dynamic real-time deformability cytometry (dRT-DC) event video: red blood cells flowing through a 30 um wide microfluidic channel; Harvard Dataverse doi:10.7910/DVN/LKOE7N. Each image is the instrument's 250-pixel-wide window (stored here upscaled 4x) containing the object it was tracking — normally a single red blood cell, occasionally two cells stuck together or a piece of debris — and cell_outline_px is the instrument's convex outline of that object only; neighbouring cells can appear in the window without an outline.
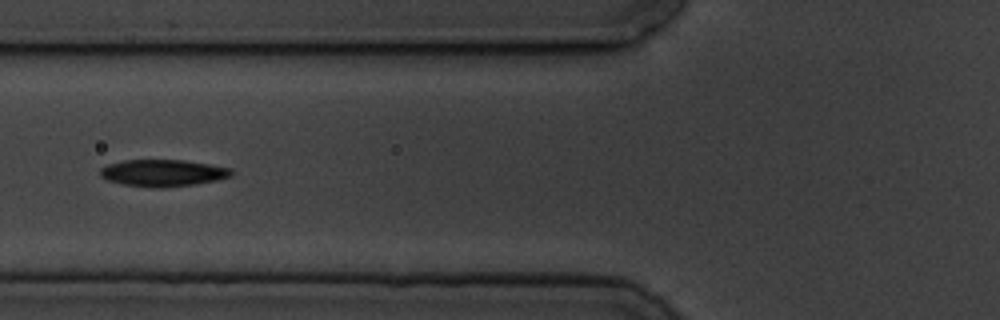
{"species": "common noctule bat (a hibernating species)", "species_latin": "Nyctalus noctula", "temperature_condition": "cold", "stored_images_in_passage": 5, "camera_frame_rate_fps": 3000, "um_per_image_px": 0.085, "animal": {"sex": "male", "body_mass_g": 19.5, "forearm_length_mm": 54.6}, "frame": {"image": 1, "passage_image": 3, "time_ms": 2.333, "image_size_px": [1000, 320], "cell_outline_px": [[232, 176], [216, 180], [196, 184], [164, 188], [152, 188], [124, 184], [108, 180], [100, 176], [100, 168], [108, 164], [124, 160], [184, 160], [232, 168]], "centroid_in_image_um": [13.85, 14.7], "position_along_channel_um": 112.0, "area_um2": 20.58}}
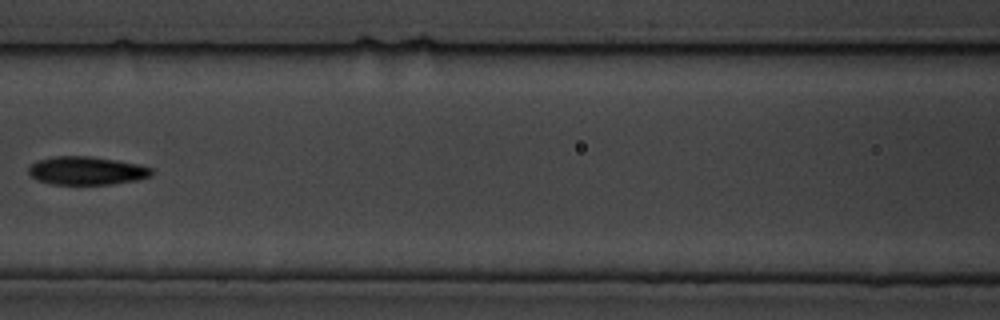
{"frame": {"image": 2, "passage_image": 4, "time_ms": 3.667, "image_size_px": [1000, 320], "cell_outline_px": [[152, 176], [136, 180], [112, 184], [52, 184], [36, 180], [28, 172], [28, 168], [36, 160], [56, 156], [88, 156], [116, 160], [140, 164], [152, 168]], "centroid_in_image_um": [7.36, 14.5], "position_along_channel_um": 159.2, "area_um2": 20.29}}
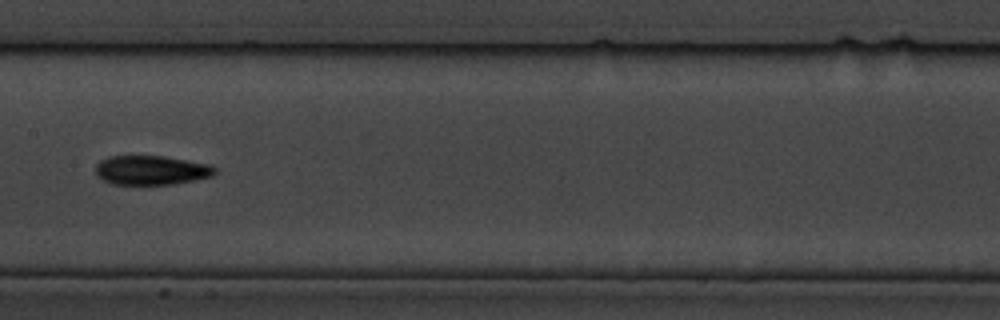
{"frame": {"image": 3, "passage_image": 5, "time_ms": 4.667, "image_size_px": [1000, 320], "cell_outline_px": [[216, 172], [212, 176], [172, 184], [112, 184], [96, 176], [96, 164], [100, 160], [108, 156], [164, 156], [212, 164], [216, 168]], "centroid_in_image_um": [12.86, 14.45], "position_along_channel_um": 194.5, "area_um2": 20.4}}